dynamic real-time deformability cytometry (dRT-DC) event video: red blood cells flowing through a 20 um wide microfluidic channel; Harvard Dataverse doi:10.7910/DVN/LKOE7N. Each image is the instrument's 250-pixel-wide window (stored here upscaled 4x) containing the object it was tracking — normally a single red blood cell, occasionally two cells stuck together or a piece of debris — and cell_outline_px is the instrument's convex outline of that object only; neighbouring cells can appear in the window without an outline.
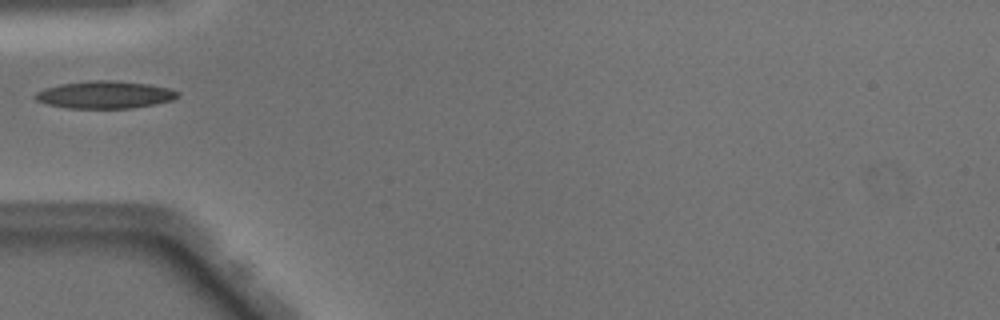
{"species": "Egyptian fruit bat (a non-hibernating species)", "species_latin": "Rousettus aegyptiacus", "temperature_condition": "warm", "stored_images_in_passage": 34, "camera_frame_rate_fps": 3000, "um_per_image_px": 0.085, "animal": {"sex": "male"}, "frame": {"image": 1, "passage_image": 1, "time_ms": 0.0, "image_size_px": [1000, 320], "cell_outline_px": [[180, 96], [172, 100], [156, 104], [132, 108], [68, 108], [44, 104], [36, 100], [36, 92], [44, 88], [60, 84], [92, 80], [112, 80], [148, 84], [168, 88], [180, 92]], "centroid_in_image_um": [8.92, 8.05], "position_along_channel_um": 76.1, "area_um2": 22.83}}
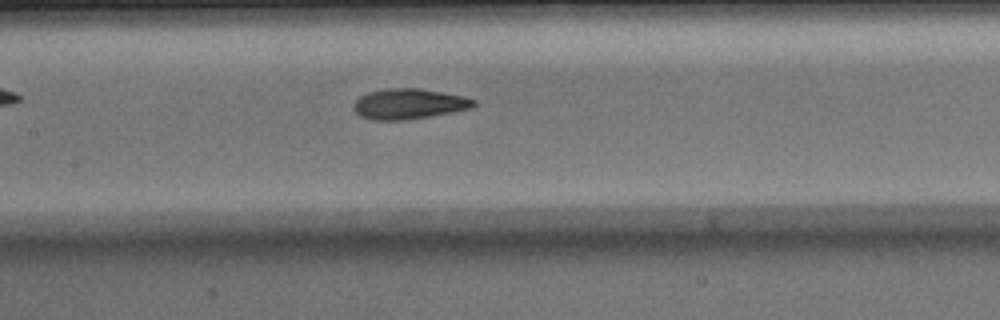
{"frame": {"image": 2, "passage_image": 8, "time_ms": 2.333, "image_size_px": [1000, 320], "cell_outline_px": [[476, 104], [472, 108], [452, 112], [408, 120], [372, 120], [360, 116], [352, 108], [352, 104], [360, 96], [368, 92], [384, 88], [420, 88], [464, 96], [476, 100]], "centroid_in_image_um": [34.74, 8.83], "position_along_channel_um": 172.7, "area_um2": 21.5}}
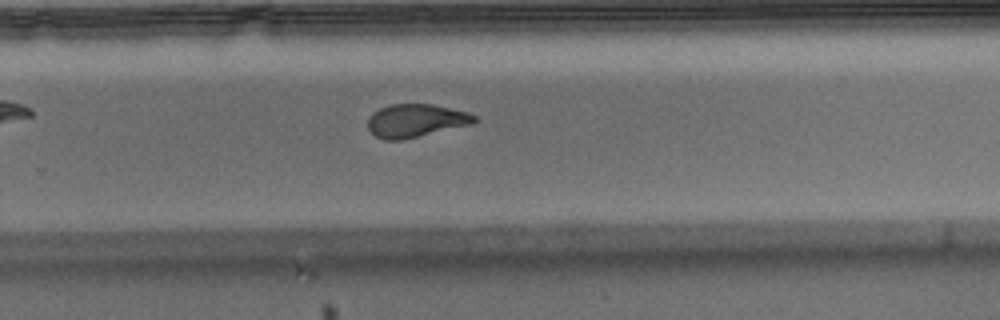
{"frame": {"image": 3, "passage_image": 17, "time_ms": 5.333, "image_size_px": [1000, 320], "cell_outline_px": [[476, 120], [472, 124], [400, 140], [384, 140], [376, 136], [368, 128], [368, 116], [372, 112], [380, 108], [392, 104], [432, 104], [468, 112], [476, 116]], "centroid_in_image_um": [35.31, 10.24], "position_along_channel_um": 294.5, "area_um2": 20.4}}